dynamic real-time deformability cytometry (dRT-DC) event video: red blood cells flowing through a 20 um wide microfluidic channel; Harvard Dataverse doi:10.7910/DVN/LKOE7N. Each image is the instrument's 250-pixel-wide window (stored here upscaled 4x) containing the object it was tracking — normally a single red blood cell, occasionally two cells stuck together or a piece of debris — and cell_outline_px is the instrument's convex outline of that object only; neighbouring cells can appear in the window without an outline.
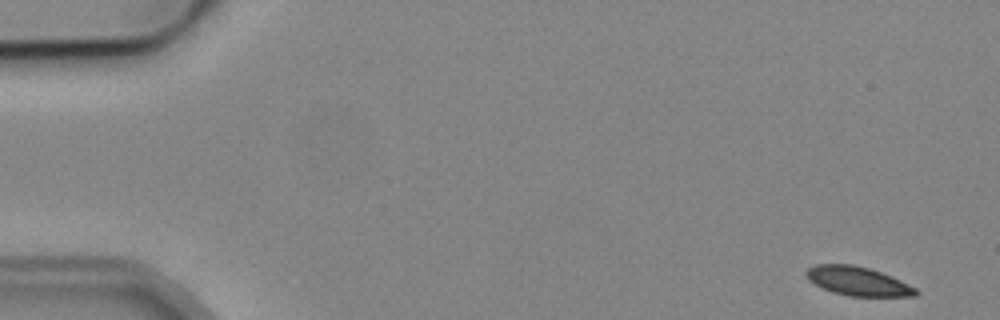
{"species": "common noctule bat (a hibernating species)", "species_latin": "Nyctalus noctula", "temperature_condition": "cold", "stored_images_in_passage": 4, "camera_frame_rate_fps": 3000, "um_per_image_px": 0.085, "animal": {"sex": "male", "body_mass_g": 19.2, "forearm_length_mm": 51.8}, "frame": {"image": 1, "passage_image": 1, "time_ms": 0.0, "image_size_px": [1000, 320], "cell_outline_px": [[920, 292], [916, 296], [848, 296], [832, 292], [808, 280], [804, 272], [808, 268], [816, 264], [852, 264], [868, 268], [892, 276], [916, 288]], "centroid_in_image_um": [72.91, 23.9], "position_along_channel_um": 12.1, "area_um2": 18.44}}
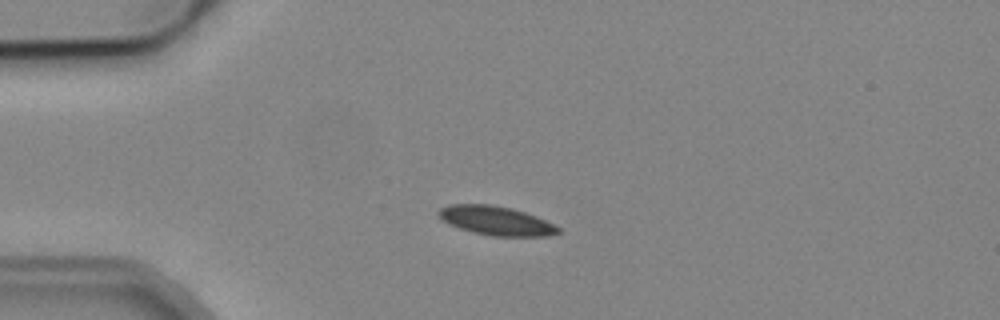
{"frame": {"image": 2, "passage_image": 4, "time_ms": 3.667, "image_size_px": [1000, 320], "cell_outline_px": [[560, 232], [548, 236], [492, 236], [472, 232], [448, 224], [436, 212], [440, 208], [448, 204], [492, 204], [512, 208], [536, 216], [560, 228]], "centroid_in_image_um": [42.14, 18.75], "position_along_channel_um": 42.9, "area_um2": 20.17}}